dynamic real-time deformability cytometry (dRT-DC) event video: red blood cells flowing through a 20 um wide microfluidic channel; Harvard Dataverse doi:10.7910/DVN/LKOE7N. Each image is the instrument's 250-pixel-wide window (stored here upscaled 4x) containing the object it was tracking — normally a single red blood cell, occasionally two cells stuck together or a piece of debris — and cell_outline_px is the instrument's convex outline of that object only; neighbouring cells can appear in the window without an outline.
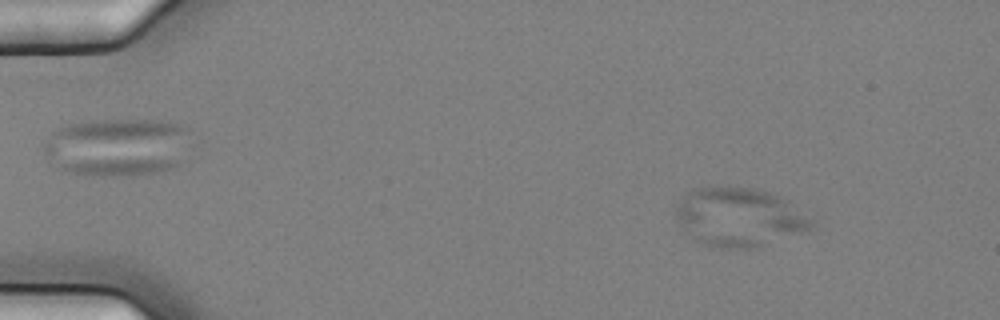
{"species": "common noctule bat (a hibernating species)", "species_latin": "Nyctalus noctula", "temperature_condition": "cold", "stored_images_in_passage": 6, "camera_frame_rate_fps": 3000, "um_per_image_px": 0.085, "animal": {"sex": "female", "body_mass_g": 25.1}, "frame": {"image": 1, "passage_image": 3, "time_ms": 0.667, "image_size_px": [1000, 320], "cell_outline_px": [[816, 224], [808, 232], [756, 248], [712, 248], [696, 240], [676, 220], [676, 208], [684, 196], [692, 188], [708, 184], [752, 188], [768, 192], [792, 200]], "centroid_in_image_um": [62.89, 18.44], "position_along_channel_um": 22.1, "area_um2": 47.51}}